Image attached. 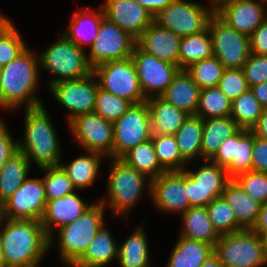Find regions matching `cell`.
<instances>
[{"label": "cell", "instance_id": "21", "mask_svg": "<svg viewBox=\"0 0 267 267\" xmlns=\"http://www.w3.org/2000/svg\"><path fill=\"white\" fill-rule=\"evenodd\" d=\"M264 5L260 0H237L215 14L228 26L250 36L267 18Z\"/></svg>", "mask_w": 267, "mask_h": 267}, {"label": "cell", "instance_id": "23", "mask_svg": "<svg viewBox=\"0 0 267 267\" xmlns=\"http://www.w3.org/2000/svg\"><path fill=\"white\" fill-rule=\"evenodd\" d=\"M200 91L186 70H180L160 97L187 114L196 115Z\"/></svg>", "mask_w": 267, "mask_h": 267}, {"label": "cell", "instance_id": "35", "mask_svg": "<svg viewBox=\"0 0 267 267\" xmlns=\"http://www.w3.org/2000/svg\"><path fill=\"white\" fill-rule=\"evenodd\" d=\"M121 159L152 180L166 170L160 165L152 140L149 139L127 151Z\"/></svg>", "mask_w": 267, "mask_h": 267}, {"label": "cell", "instance_id": "42", "mask_svg": "<svg viewBox=\"0 0 267 267\" xmlns=\"http://www.w3.org/2000/svg\"><path fill=\"white\" fill-rule=\"evenodd\" d=\"M206 209L210 221L220 235L234 233L244 229L237 222L232 208L222 197L211 201L206 206Z\"/></svg>", "mask_w": 267, "mask_h": 267}, {"label": "cell", "instance_id": "62", "mask_svg": "<svg viewBox=\"0 0 267 267\" xmlns=\"http://www.w3.org/2000/svg\"><path fill=\"white\" fill-rule=\"evenodd\" d=\"M262 3H264L266 5L267 0H261Z\"/></svg>", "mask_w": 267, "mask_h": 267}, {"label": "cell", "instance_id": "34", "mask_svg": "<svg viewBox=\"0 0 267 267\" xmlns=\"http://www.w3.org/2000/svg\"><path fill=\"white\" fill-rule=\"evenodd\" d=\"M212 56L214 53L209 28L201 33L181 38L179 49V68L181 70Z\"/></svg>", "mask_w": 267, "mask_h": 267}, {"label": "cell", "instance_id": "4", "mask_svg": "<svg viewBox=\"0 0 267 267\" xmlns=\"http://www.w3.org/2000/svg\"><path fill=\"white\" fill-rule=\"evenodd\" d=\"M104 207V200L92 204L74 222L58 229L60 255L65 265H74L84 255L104 225Z\"/></svg>", "mask_w": 267, "mask_h": 267}, {"label": "cell", "instance_id": "32", "mask_svg": "<svg viewBox=\"0 0 267 267\" xmlns=\"http://www.w3.org/2000/svg\"><path fill=\"white\" fill-rule=\"evenodd\" d=\"M203 119L196 115H189L179 130L174 134L182 158L189 162L195 157L202 158L201 144Z\"/></svg>", "mask_w": 267, "mask_h": 267}, {"label": "cell", "instance_id": "26", "mask_svg": "<svg viewBox=\"0 0 267 267\" xmlns=\"http://www.w3.org/2000/svg\"><path fill=\"white\" fill-rule=\"evenodd\" d=\"M240 129L231 116L203 120L202 159L210 160L223 141L233 136Z\"/></svg>", "mask_w": 267, "mask_h": 267}, {"label": "cell", "instance_id": "31", "mask_svg": "<svg viewBox=\"0 0 267 267\" xmlns=\"http://www.w3.org/2000/svg\"><path fill=\"white\" fill-rule=\"evenodd\" d=\"M29 159L21 151L14 153L0 169V206L28 178Z\"/></svg>", "mask_w": 267, "mask_h": 267}, {"label": "cell", "instance_id": "55", "mask_svg": "<svg viewBox=\"0 0 267 267\" xmlns=\"http://www.w3.org/2000/svg\"><path fill=\"white\" fill-rule=\"evenodd\" d=\"M251 131L259 138L267 140V108L263 109L262 115Z\"/></svg>", "mask_w": 267, "mask_h": 267}, {"label": "cell", "instance_id": "13", "mask_svg": "<svg viewBox=\"0 0 267 267\" xmlns=\"http://www.w3.org/2000/svg\"><path fill=\"white\" fill-rule=\"evenodd\" d=\"M206 164L196 171L185 172V189L191 207H206L211 201L221 197L231 180L225 168L206 160Z\"/></svg>", "mask_w": 267, "mask_h": 267}, {"label": "cell", "instance_id": "40", "mask_svg": "<svg viewBox=\"0 0 267 267\" xmlns=\"http://www.w3.org/2000/svg\"><path fill=\"white\" fill-rule=\"evenodd\" d=\"M253 132L240 129L235 133V150L232 162L225 168L229 177L234 179L239 174L251 171Z\"/></svg>", "mask_w": 267, "mask_h": 267}, {"label": "cell", "instance_id": "28", "mask_svg": "<svg viewBox=\"0 0 267 267\" xmlns=\"http://www.w3.org/2000/svg\"><path fill=\"white\" fill-rule=\"evenodd\" d=\"M184 231L181 236L215 247L220 234L209 219L206 207H190L182 213Z\"/></svg>", "mask_w": 267, "mask_h": 267}, {"label": "cell", "instance_id": "52", "mask_svg": "<svg viewBox=\"0 0 267 267\" xmlns=\"http://www.w3.org/2000/svg\"><path fill=\"white\" fill-rule=\"evenodd\" d=\"M250 52L267 56V18L250 35Z\"/></svg>", "mask_w": 267, "mask_h": 267}, {"label": "cell", "instance_id": "20", "mask_svg": "<svg viewBox=\"0 0 267 267\" xmlns=\"http://www.w3.org/2000/svg\"><path fill=\"white\" fill-rule=\"evenodd\" d=\"M84 200L80 198L76 192L66 194L64 197L47 200L46 208L41 219V224L44 228L45 234L49 238V248L53 243L54 228L61 227L74 222L80 217L88 208Z\"/></svg>", "mask_w": 267, "mask_h": 267}, {"label": "cell", "instance_id": "24", "mask_svg": "<svg viewBox=\"0 0 267 267\" xmlns=\"http://www.w3.org/2000/svg\"><path fill=\"white\" fill-rule=\"evenodd\" d=\"M221 197L232 208L237 222L244 229H252L262 204L251 198L234 179L227 183Z\"/></svg>", "mask_w": 267, "mask_h": 267}, {"label": "cell", "instance_id": "46", "mask_svg": "<svg viewBox=\"0 0 267 267\" xmlns=\"http://www.w3.org/2000/svg\"><path fill=\"white\" fill-rule=\"evenodd\" d=\"M234 180L251 198L261 204L267 203V173L248 171Z\"/></svg>", "mask_w": 267, "mask_h": 267}, {"label": "cell", "instance_id": "44", "mask_svg": "<svg viewBox=\"0 0 267 267\" xmlns=\"http://www.w3.org/2000/svg\"><path fill=\"white\" fill-rule=\"evenodd\" d=\"M40 170L45 171L42 181L45 186L47 200L64 197L75 190L73 183L60 166L45 167Z\"/></svg>", "mask_w": 267, "mask_h": 267}, {"label": "cell", "instance_id": "8", "mask_svg": "<svg viewBox=\"0 0 267 267\" xmlns=\"http://www.w3.org/2000/svg\"><path fill=\"white\" fill-rule=\"evenodd\" d=\"M99 78V88L132 104L146 101L131 57L101 63L92 71Z\"/></svg>", "mask_w": 267, "mask_h": 267}, {"label": "cell", "instance_id": "41", "mask_svg": "<svg viewBox=\"0 0 267 267\" xmlns=\"http://www.w3.org/2000/svg\"><path fill=\"white\" fill-rule=\"evenodd\" d=\"M185 70L202 90L218 87L224 67L215 56H212L191 64Z\"/></svg>", "mask_w": 267, "mask_h": 267}, {"label": "cell", "instance_id": "22", "mask_svg": "<svg viewBox=\"0 0 267 267\" xmlns=\"http://www.w3.org/2000/svg\"><path fill=\"white\" fill-rule=\"evenodd\" d=\"M180 36L153 22L137 39L145 53L179 67Z\"/></svg>", "mask_w": 267, "mask_h": 267}, {"label": "cell", "instance_id": "27", "mask_svg": "<svg viewBox=\"0 0 267 267\" xmlns=\"http://www.w3.org/2000/svg\"><path fill=\"white\" fill-rule=\"evenodd\" d=\"M81 12L72 15L69 28L63 35L77 47L84 49L82 44L86 43L91 47L96 40L100 23L105 15L102 6L99 13L91 12L89 8Z\"/></svg>", "mask_w": 267, "mask_h": 267}, {"label": "cell", "instance_id": "5", "mask_svg": "<svg viewBox=\"0 0 267 267\" xmlns=\"http://www.w3.org/2000/svg\"><path fill=\"white\" fill-rule=\"evenodd\" d=\"M214 252L223 267H261L267 264L264 238L252 229L221 235Z\"/></svg>", "mask_w": 267, "mask_h": 267}, {"label": "cell", "instance_id": "18", "mask_svg": "<svg viewBox=\"0 0 267 267\" xmlns=\"http://www.w3.org/2000/svg\"><path fill=\"white\" fill-rule=\"evenodd\" d=\"M150 194L161 211H176L182 214L191 207L185 189L184 171H166L152 179Z\"/></svg>", "mask_w": 267, "mask_h": 267}, {"label": "cell", "instance_id": "58", "mask_svg": "<svg viewBox=\"0 0 267 267\" xmlns=\"http://www.w3.org/2000/svg\"><path fill=\"white\" fill-rule=\"evenodd\" d=\"M211 1V6L212 11L216 13L220 8L225 6L228 3L235 2L237 0H210Z\"/></svg>", "mask_w": 267, "mask_h": 267}, {"label": "cell", "instance_id": "39", "mask_svg": "<svg viewBox=\"0 0 267 267\" xmlns=\"http://www.w3.org/2000/svg\"><path fill=\"white\" fill-rule=\"evenodd\" d=\"M264 107L249 89L232 101L231 117L241 129L251 130L262 115Z\"/></svg>", "mask_w": 267, "mask_h": 267}, {"label": "cell", "instance_id": "19", "mask_svg": "<svg viewBox=\"0 0 267 267\" xmlns=\"http://www.w3.org/2000/svg\"><path fill=\"white\" fill-rule=\"evenodd\" d=\"M105 17L136 40L154 22V16L135 0H106Z\"/></svg>", "mask_w": 267, "mask_h": 267}, {"label": "cell", "instance_id": "51", "mask_svg": "<svg viewBox=\"0 0 267 267\" xmlns=\"http://www.w3.org/2000/svg\"><path fill=\"white\" fill-rule=\"evenodd\" d=\"M235 150V134L226 140L219 146L216 154L210 159L211 162L219 165L222 168H226L234 157Z\"/></svg>", "mask_w": 267, "mask_h": 267}, {"label": "cell", "instance_id": "9", "mask_svg": "<svg viewBox=\"0 0 267 267\" xmlns=\"http://www.w3.org/2000/svg\"><path fill=\"white\" fill-rule=\"evenodd\" d=\"M215 13L197 2L174 0L154 16V22L180 37L195 35L208 28Z\"/></svg>", "mask_w": 267, "mask_h": 267}, {"label": "cell", "instance_id": "38", "mask_svg": "<svg viewBox=\"0 0 267 267\" xmlns=\"http://www.w3.org/2000/svg\"><path fill=\"white\" fill-rule=\"evenodd\" d=\"M151 140L160 165L166 171H183L188 164L180 154L174 135L152 134Z\"/></svg>", "mask_w": 267, "mask_h": 267}, {"label": "cell", "instance_id": "2", "mask_svg": "<svg viewBox=\"0 0 267 267\" xmlns=\"http://www.w3.org/2000/svg\"><path fill=\"white\" fill-rule=\"evenodd\" d=\"M39 55L28 48L16 59L1 67L0 107L15 109L26 103V109L43 105L35 92L38 86Z\"/></svg>", "mask_w": 267, "mask_h": 267}, {"label": "cell", "instance_id": "36", "mask_svg": "<svg viewBox=\"0 0 267 267\" xmlns=\"http://www.w3.org/2000/svg\"><path fill=\"white\" fill-rule=\"evenodd\" d=\"M103 156V154L89 151L87 155L76 158L69 165L64 166L60 163L59 166L67 174L74 187L80 190L93 184Z\"/></svg>", "mask_w": 267, "mask_h": 267}, {"label": "cell", "instance_id": "33", "mask_svg": "<svg viewBox=\"0 0 267 267\" xmlns=\"http://www.w3.org/2000/svg\"><path fill=\"white\" fill-rule=\"evenodd\" d=\"M117 260L120 267H150L148 242L142 225L118 246Z\"/></svg>", "mask_w": 267, "mask_h": 267}, {"label": "cell", "instance_id": "47", "mask_svg": "<svg viewBox=\"0 0 267 267\" xmlns=\"http://www.w3.org/2000/svg\"><path fill=\"white\" fill-rule=\"evenodd\" d=\"M218 88L231 101L250 89L242 69H224Z\"/></svg>", "mask_w": 267, "mask_h": 267}, {"label": "cell", "instance_id": "3", "mask_svg": "<svg viewBox=\"0 0 267 267\" xmlns=\"http://www.w3.org/2000/svg\"><path fill=\"white\" fill-rule=\"evenodd\" d=\"M24 123V140L18 142V150L39 169L59 166L61 148L44 105L26 109Z\"/></svg>", "mask_w": 267, "mask_h": 267}, {"label": "cell", "instance_id": "50", "mask_svg": "<svg viewBox=\"0 0 267 267\" xmlns=\"http://www.w3.org/2000/svg\"><path fill=\"white\" fill-rule=\"evenodd\" d=\"M18 151V141H14L2 120H0V169Z\"/></svg>", "mask_w": 267, "mask_h": 267}, {"label": "cell", "instance_id": "57", "mask_svg": "<svg viewBox=\"0 0 267 267\" xmlns=\"http://www.w3.org/2000/svg\"><path fill=\"white\" fill-rule=\"evenodd\" d=\"M201 267H223L220 262L219 256L213 252Z\"/></svg>", "mask_w": 267, "mask_h": 267}, {"label": "cell", "instance_id": "12", "mask_svg": "<svg viewBox=\"0 0 267 267\" xmlns=\"http://www.w3.org/2000/svg\"><path fill=\"white\" fill-rule=\"evenodd\" d=\"M137 40L106 17L102 19L98 36L89 49V65L95 66L112 60L130 58Z\"/></svg>", "mask_w": 267, "mask_h": 267}, {"label": "cell", "instance_id": "29", "mask_svg": "<svg viewBox=\"0 0 267 267\" xmlns=\"http://www.w3.org/2000/svg\"><path fill=\"white\" fill-rule=\"evenodd\" d=\"M118 246L110 232L100 228L84 255L74 264L76 267H105L118 257Z\"/></svg>", "mask_w": 267, "mask_h": 267}, {"label": "cell", "instance_id": "11", "mask_svg": "<svg viewBox=\"0 0 267 267\" xmlns=\"http://www.w3.org/2000/svg\"><path fill=\"white\" fill-rule=\"evenodd\" d=\"M113 125V158H121L131 148L151 139V116L147 102L132 104Z\"/></svg>", "mask_w": 267, "mask_h": 267}, {"label": "cell", "instance_id": "30", "mask_svg": "<svg viewBox=\"0 0 267 267\" xmlns=\"http://www.w3.org/2000/svg\"><path fill=\"white\" fill-rule=\"evenodd\" d=\"M214 252V246L180 236L171 252L167 267H201Z\"/></svg>", "mask_w": 267, "mask_h": 267}, {"label": "cell", "instance_id": "10", "mask_svg": "<svg viewBox=\"0 0 267 267\" xmlns=\"http://www.w3.org/2000/svg\"><path fill=\"white\" fill-rule=\"evenodd\" d=\"M214 56L224 69H242L250 52V36L238 32L214 14L208 24Z\"/></svg>", "mask_w": 267, "mask_h": 267}, {"label": "cell", "instance_id": "15", "mask_svg": "<svg viewBox=\"0 0 267 267\" xmlns=\"http://www.w3.org/2000/svg\"><path fill=\"white\" fill-rule=\"evenodd\" d=\"M96 78L92 72L87 76L60 81L50 86L54 98L70 111L68 122L76 116L94 111L99 88Z\"/></svg>", "mask_w": 267, "mask_h": 267}, {"label": "cell", "instance_id": "17", "mask_svg": "<svg viewBox=\"0 0 267 267\" xmlns=\"http://www.w3.org/2000/svg\"><path fill=\"white\" fill-rule=\"evenodd\" d=\"M131 59L146 99L160 97L181 70L173 64L145 53L137 45L134 47Z\"/></svg>", "mask_w": 267, "mask_h": 267}, {"label": "cell", "instance_id": "49", "mask_svg": "<svg viewBox=\"0 0 267 267\" xmlns=\"http://www.w3.org/2000/svg\"><path fill=\"white\" fill-rule=\"evenodd\" d=\"M251 171L267 173V140L253 133Z\"/></svg>", "mask_w": 267, "mask_h": 267}, {"label": "cell", "instance_id": "61", "mask_svg": "<svg viewBox=\"0 0 267 267\" xmlns=\"http://www.w3.org/2000/svg\"><path fill=\"white\" fill-rule=\"evenodd\" d=\"M265 242V251H266V257H267V235L263 237Z\"/></svg>", "mask_w": 267, "mask_h": 267}, {"label": "cell", "instance_id": "56", "mask_svg": "<svg viewBox=\"0 0 267 267\" xmlns=\"http://www.w3.org/2000/svg\"><path fill=\"white\" fill-rule=\"evenodd\" d=\"M251 91L254 93V96L257 98L259 103L267 108V82L256 84L250 87Z\"/></svg>", "mask_w": 267, "mask_h": 267}, {"label": "cell", "instance_id": "14", "mask_svg": "<svg viewBox=\"0 0 267 267\" xmlns=\"http://www.w3.org/2000/svg\"><path fill=\"white\" fill-rule=\"evenodd\" d=\"M42 178H27L14 194L0 206V217L8 220L41 221L46 208Z\"/></svg>", "mask_w": 267, "mask_h": 267}, {"label": "cell", "instance_id": "6", "mask_svg": "<svg viewBox=\"0 0 267 267\" xmlns=\"http://www.w3.org/2000/svg\"><path fill=\"white\" fill-rule=\"evenodd\" d=\"M111 171L107 181V197L115 214H127L142 195L145 187L149 188L151 180L147 176L129 166L121 158H113ZM146 183V184H145Z\"/></svg>", "mask_w": 267, "mask_h": 267}, {"label": "cell", "instance_id": "59", "mask_svg": "<svg viewBox=\"0 0 267 267\" xmlns=\"http://www.w3.org/2000/svg\"><path fill=\"white\" fill-rule=\"evenodd\" d=\"M12 24L11 20L7 19V16L0 15V36L7 30Z\"/></svg>", "mask_w": 267, "mask_h": 267}, {"label": "cell", "instance_id": "1", "mask_svg": "<svg viewBox=\"0 0 267 267\" xmlns=\"http://www.w3.org/2000/svg\"><path fill=\"white\" fill-rule=\"evenodd\" d=\"M0 242L6 267H36L49 249V238L38 220L0 217Z\"/></svg>", "mask_w": 267, "mask_h": 267}, {"label": "cell", "instance_id": "48", "mask_svg": "<svg viewBox=\"0 0 267 267\" xmlns=\"http://www.w3.org/2000/svg\"><path fill=\"white\" fill-rule=\"evenodd\" d=\"M242 70L249 87L267 82V56L251 53Z\"/></svg>", "mask_w": 267, "mask_h": 267}, {"label": "cell", "instance_id": "43", "mask_svg": "<svg viewBox=\"0 0 267 267\" xmlns=\"http://www.w3.org/2000/svg\"><path fill=\"white\" fill-rule=\"evenodd\" d=\"M132 103L112 93L98 88L94 113L107 121H117L130 107Z\"/></svg>", "mask_w": 267, "mask_h": 267}, {"label": "cell", "instance_id": "16", "mask_svg": "<svg viewBox=\"0 0 267 267\" xmlns=\"http://www.w3.org/2000/svg\"><path fill=\"white\" fill-rule=\"evenodd\" d=\"M68 125L75 140L87 152H97L113 158V122L92 112L74 117Z\"/></svg>", "mask_w": 267, "mask_h": 267}, {"label": "cell", "instance_id": "37", "mask_svg": "<svg viewBox=\"0 0 267 267\" xmlns=\"http://www.w3.org/2000/svg\"><path fill=\"white\" fill-rule=\"evenodd\" d=\"M232 101L218 88H205L200 91L196 116L203 120L231 115Z\"/></svg>", "mask_w": 267, "mask_h": 267}, {"label": "cell", "instance_id": "45", "mask_svg": "<svg viewBox=\"0 0 267 267\" xmlns=\"http://www.w3.org/2000/svg\"><path fill=\"white\" fill-rule=\"evenodd\" d=\"M27 48L28 46L12 23L0 36V67L11 63Z\"/></svg>", "mask_w": 267, "mask_h": 267}, {"label": "cell", "instance_id": "63", "mask_svg": "<svg viewBox=\"0 0 267 267\" xmlns=\"http://www.w3.org/2000/svg\"><path fill=\"white\" fill-rule=\"evenodd\" d=\"M0 86H1V67H0Z\"/></svg>", "mask_w": 267, "mask_h": 267}, {"label": "cell", "instance_id": "25", "mask_svg": "<svg viewBox=\"0 0 267 267\" xmlns=\"http://www.w3.org/2000/svg\"><path fill=\"white\" fill-rule=\"evenodd\" d=\"M151 116V133L174 135L189 114L166 102L161 97L146 100Z\"/></svg>", "mask_w": 267, "mask_h": 267}, {"label": "cell", "instance_id": "54", "mask_svg": "<svg viewBox=\"0 0 267 267\" xmlns=\"http://www.w3.org/2000/svg\"><path fill=\"white\" fill-rule=\"evenodd\" d=\"M252 230L262 238L267 235V203L261 205L257 222Z\"/></svg>", "mask_w": 267, "mask_h": 267}, {"label": "cell", "instance_id": "60", "mask_svg": "<svg viewBox=\"0 0 267 267\" xmlns=\"http://www.w3.org/2000/svg\"><path fill=\"white\" fill-rule=\"evenodd\" d=\"M0 267H6V262L4 259V254H3V248L0 242Z\"/></svg>", "mask_w": 267, "mask_h": 267}, {"label": "cell", "instance_id": "53", "mask_svg": "<svg viewBox=\"0 0 267 267\" xmlns=\"http://www.w3.org/2000/svg\"><path fill=\"white\" fill-rule=\"evenodd\" d=\"M142 7L146 8L153 16L165 9L174 0H135Z\"/></svg>", "mask_w": 267, "mask_h": 267}, {"label": "cell", "instance_id": "7", "mask_svg": "<svg viewBox=\"0 0 267 267\" xmlns=\"http://www.w3.org/2000/svg\"><path fill=\"white\" fill-rule=\"evenodd\" d=\"M41 68L56 75L49 87L64 80L78 79L92 73L84 50L77 47L64 35L39 56Z\"/></svg>", "mask_w": 267, "mask_h": 267}]
</instances>
